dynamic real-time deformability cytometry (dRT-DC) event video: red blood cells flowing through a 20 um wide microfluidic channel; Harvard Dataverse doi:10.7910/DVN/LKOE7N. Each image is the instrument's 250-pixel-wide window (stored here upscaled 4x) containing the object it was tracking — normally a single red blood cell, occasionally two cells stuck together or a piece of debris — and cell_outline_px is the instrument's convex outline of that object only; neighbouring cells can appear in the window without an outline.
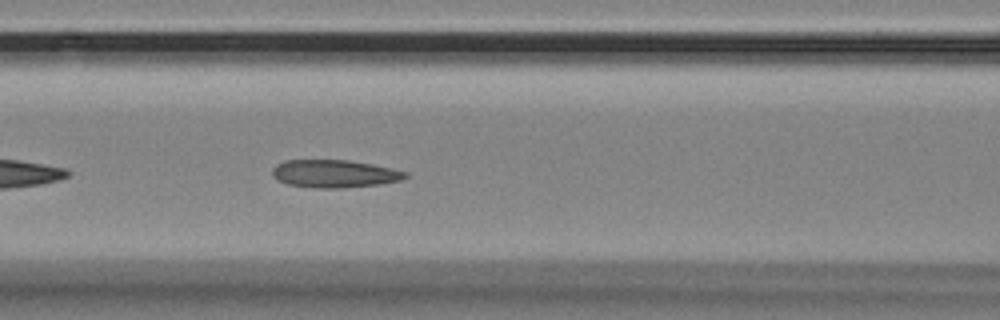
{"species": "Egyptian fruit bat (a non-hibernating species)", "species_latin": "Rousettus aegyptiacus", "temperature_condition": "room temperature", "stored_images_in_passage": 6, "camera_frame_rate_fps": 3000, "um_per_image_px": 0.085, "animal": {"sex": "female"}, "frame": {"image": 1, "passage_image": 6, "time_ms": 1.667, "image_size_px": [1000, 320], "cell_outline_px": [[408, 176], [400, 180], [380, 184], [340, 188], [316, 188], [288, 184], [272, 176], [272, 168], [276, 164], [284, 160], [348, 160], [372, 164], [392, 168], [408, 172]], "centroid_in_image_um": [28.43, 14.76], "position_along_channel_um": 138.2, "area_um2": 21.5}}